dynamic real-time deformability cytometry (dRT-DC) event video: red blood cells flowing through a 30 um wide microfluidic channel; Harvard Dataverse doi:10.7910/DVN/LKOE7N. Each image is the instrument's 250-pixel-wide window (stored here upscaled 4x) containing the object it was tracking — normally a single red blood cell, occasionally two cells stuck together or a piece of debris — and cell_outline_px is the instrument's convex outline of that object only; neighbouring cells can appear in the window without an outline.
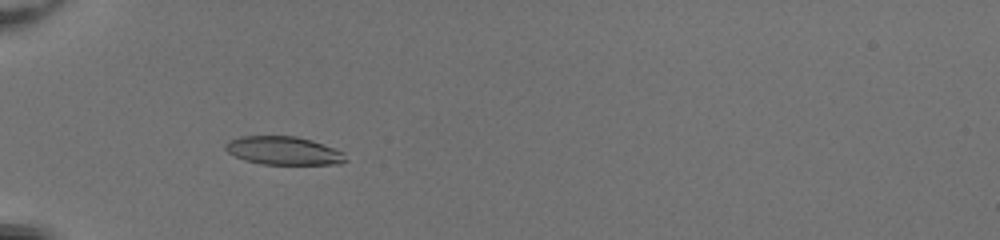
{"species": "common noctule bat (a hibernating species)", "species_latin": "Nyctalus noctula", "temperature_condition": "room temperature", "stored_images_in_passage": 35, "camera_frame_rate_fps": 3000, "um_per_image_px": 0.085, "animal": {"sex": "female", "body_mass_g": 20.0, "forearm_length_mm": 54.0}, "frame": {"image": 1, "passage_image": 2, "time_ms": 0.333, "image_size_px": [1000, 240], "cell_outline_px": [[348, 160], [340, 164], [260, 164], [244, 160], [228, 152], [224, 148], [224, 144], [228, 140], [240, 136], [296, 136], [312, 140], [344, 152]], "centroid_in_image_um": [24.09, 12.8], "position_along_channel_um": 60.9, "area_um2": 19.94}}
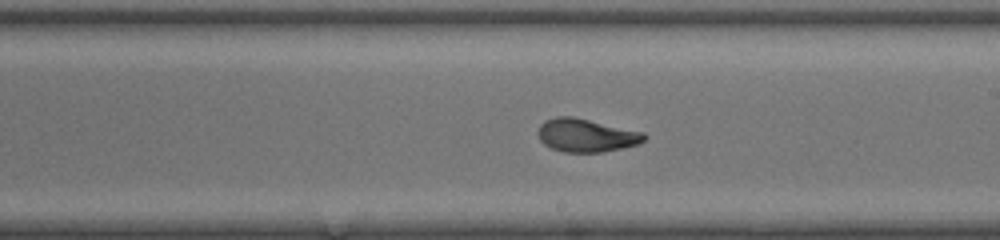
{"frame": {"image": 2, "passage_image": 16, "time_ms": 5.0, "image_size_px": [1000, 240], "cell_outline_px": [[648, 136], [644, 140], [636, 144], [620, 148], [600, 152], [564, 152], [552, 148], [544, 144], [540, 140], [536, 132], [540, 124], [544, 120], [556, 116], [572, 116], [644, 132]], "centroid_in_image_um": [49.78, 11.49], "position_along_channel_um": 239.2, "area_um2": 20.52}}
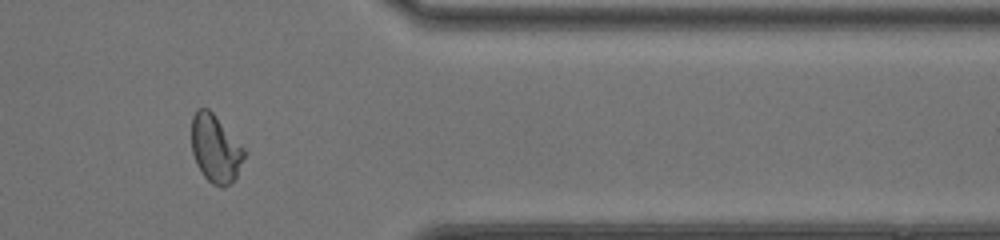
{"frame": {"image": 3, "passage_image": 28, "time_ms": 9.0, "image_size_px": [1000, 240], "cell_outline_px": [[248, 152], [236, 176], [224, 188], [220, 188], [212, 184], [204, 176], [196, 164], [192, 152], [192, 116], [196, 108], [208, 108], [212, 112]], "centroid_in_image_um": [18.32, 12.64], "position_along_channel_um": 393.1, "area_um2": 20.87}, "authors_computed_cell_mechanics": {"area_um2": 20.6346, "velocity_mm_per_s": 4.1065, "shape_relaxation_time_tau1_ms": 4.6671, "shape_relaxation_time_tau2_ms": 0.9912, "deformation_change_tau1": 0.187, "deformation_change_tau2": 0.0622}}